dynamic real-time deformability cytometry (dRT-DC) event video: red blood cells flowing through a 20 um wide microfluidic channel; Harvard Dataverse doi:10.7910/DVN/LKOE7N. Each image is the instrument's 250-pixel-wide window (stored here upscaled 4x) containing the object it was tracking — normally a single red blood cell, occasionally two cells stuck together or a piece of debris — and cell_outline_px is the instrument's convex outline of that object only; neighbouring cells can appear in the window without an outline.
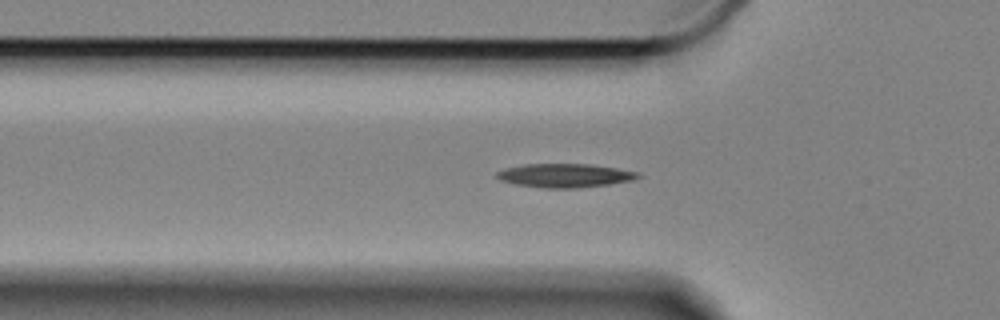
{"species": "Egyptian fruit bat (a non-hibernating species)", "species_latin": "Rousettus aegyptiacus", "temperature_condition": "cold", "stored_images_in_passage": 60, "camera_frame_rate_fps": 3000, "um_per_image_px": 0.085, "animal": {"sex": "female"}, "frame": {"image": 1, "passage_image": 18, "time_ms": 5.667, "image_size_px": [1000, 320], "cell_outline_px": [[640, 176], [636, 180], [580, 188], [544, 188], [516, 184], [500, 180], [496, 176], [496, 172], [504, 168], [524, 164], [588, 164], [616, 168], [640, 172]], "centroid_in_image_um": [48.02, 14.92], "position_along_channel_um": 77.8, "area_um2": 19.59}}
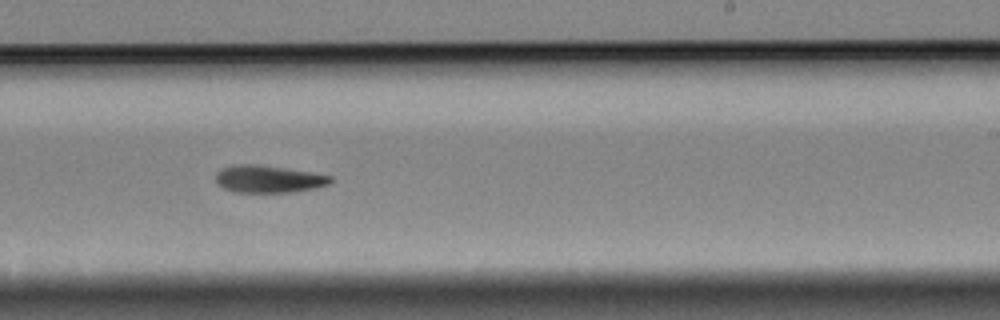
{"frame": {"image": 2, "passage_image": 35, "time_ms": 11.333, "image_size_px": [1000, 320], "cell_outline_px": [[332, 184], [316, 188], [292, 192], [232, 192], [224, 188], [216, 180], [216, 172], [220, 168], [232, 164], [256, 164], [312, 172], [332, 176]], "centroid_in_image_um": [22.83, 15.21], "position_along_channel_um": 266.2, "area_um2": 18.44}}
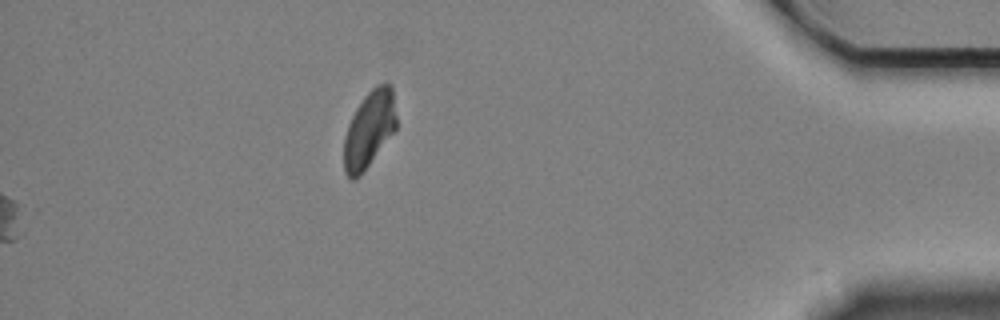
{"frame": {"image": 3, "passage_image": 60, "time_ms": 19.667, "image_size_px": [1000, 320], "cell_outline_px": [[396, 128], [360, 176], [356, 180], [352, 180], [344, 172], [344, 136], [348, 124], [356, 108], [364, 96], [376, 84], [388, 80], [392, 84], [396, 116]], "centroid_in_image_um": [31.38, 10.95], "position_along_channel_um": 403.8, "area_um2": 23.52}, "authors_computed_cell_mechanics": {"area_um2": 18.2937, "velocity_mm_per_s": 3.3208, "shape_relaxation_time_tau1_ms": 3.8664, "shape_relaxation_time_tau2_ms": null, "deformation_change_tau1": 0.1094, "deformation_change_tau2": null}}